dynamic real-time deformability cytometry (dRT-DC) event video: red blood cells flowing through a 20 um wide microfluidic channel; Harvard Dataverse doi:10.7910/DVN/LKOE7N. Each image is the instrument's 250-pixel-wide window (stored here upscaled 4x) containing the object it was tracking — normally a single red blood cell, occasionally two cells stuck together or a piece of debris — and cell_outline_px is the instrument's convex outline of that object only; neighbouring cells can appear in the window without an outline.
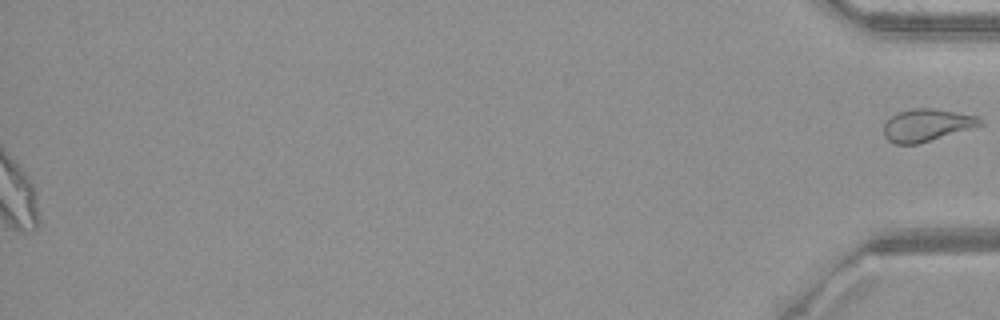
{"species": "common noctule bat (a hibernating species)", "species_latin": "Nyctalus noctula", "temperature_condition": "warm", "stored_images_in_passage": 55, "segment_of_instrument_passage": [2, 2], "camera_frame_rate_fps": 3000, "um_per_image_px": 0.085, "animal": {"sex": "female", "body_mass_g": 21.9}, "frame": {"image": 1, "passage_image": 55, "time_ms": 18.0, "image_size_px": [1000, 320], "cell_outline_px": [[984, 124], [972, 128], [916, 144], [896, 144], [888, 140], [884, 136], [884, 120], [896, 112], [912, 108], [932, 108], [976, 116], [984, 120]], "centroid_in_image_um": [78.73, 10.62], "position_along_channel_um": 356.5, "area_um2": 18.15}}